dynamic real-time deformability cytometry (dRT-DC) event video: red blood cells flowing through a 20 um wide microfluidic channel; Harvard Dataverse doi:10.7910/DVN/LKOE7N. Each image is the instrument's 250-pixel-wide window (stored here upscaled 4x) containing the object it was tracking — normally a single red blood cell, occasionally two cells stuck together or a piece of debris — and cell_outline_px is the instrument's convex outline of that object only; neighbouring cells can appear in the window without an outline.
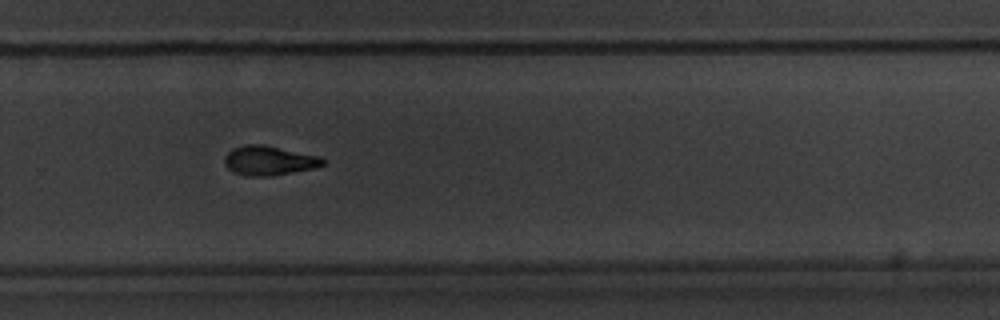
{"species": "common noctule bat (a hibernating species)", "species_latin": "Nyctalus noctula", "temperature_condition": "warm", "stored_images_in_passage": 40, "camera_frame_rate_fps": 3000, "um_per_image_px": 0.085, "animal": {"sex": "male", "body_mass_g": 20.1, "forearm_length_mm": 53.5}, "frame": {"image": 1, "passage_image": 29, "time_ms": 9.333, "image_size_px": [1000, 320], "cell_outline_px": [[324, 164], [316, 168], [272, 176], [244, 176], [232, 172], [224, 164], [224, 156], [232, 148], [248, 144], [264, 144], [320, 156], [324, 160]], "centroid_in_image_um": [22.85, 13.65], "position_along_channel_um": 307.0, "area_um2": 17.11}}